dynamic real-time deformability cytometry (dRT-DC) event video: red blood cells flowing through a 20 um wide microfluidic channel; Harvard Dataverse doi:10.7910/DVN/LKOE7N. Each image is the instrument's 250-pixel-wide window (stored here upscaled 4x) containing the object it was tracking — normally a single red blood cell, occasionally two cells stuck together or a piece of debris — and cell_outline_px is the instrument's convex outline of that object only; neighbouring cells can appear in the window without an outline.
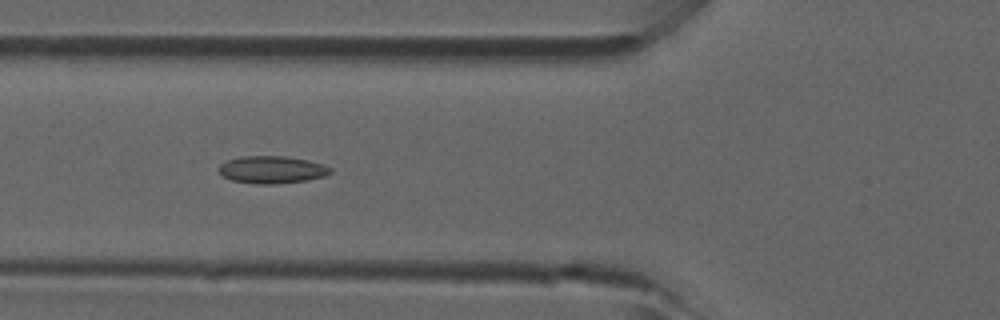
{"species": "common noctule bat (a hibernating species)", "species_latin": "Nyctalus noctula", "temperature_condition": "room temperature", "stored_images_in_passage": 41, "camera_frame_rate_fps": 3000, "um_per_image_px": 0.085, "animal": {"sex": "male", "forearm_length_mm": 52.5}, "frame": {"image": 1, "passage_image": 12, "time_ms": 3.667, "image_size_px": [1000, 320], "cell_outline_px": [[332, 172], [324, 176], [308, 180], [276, 184], [256, 184], [232, 180], [224, 176], [216, 168], [220, 164], [228, 160], [244, 156], [288, 156], [308, 160], [332, 168]], "centroid_in_image_um": [23.11, 14.42], "position_along_channel_um": 102.7, "area_um2": 17.8}}